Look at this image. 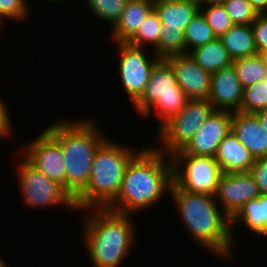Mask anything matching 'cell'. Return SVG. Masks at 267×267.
Instances as JSON below:
<instances>
[{"label":"cell","instance_id":"obj_12","mask_svg":"<svg viewBox=\"0 0 267 267\" xmlns=\"http://www.w3.org/2000/svg\"><path fill=\"white\" fill-rule=\"evenodd\" d=\"M233 112L213 110L192 140L174 155H196L215 157L220 142L232 131Z\"/></svg>","mask_w":267,"mask_h":267},{"label":"cell","instance_id":"obj_21","mask_svg":"<svg viewBox=\"0 0 267 267\" xmlns=\"http://www.w3.org/2000/svg\"><path fill=\"white\" fill-rule=\"evenodd\" d=\"M219 39L232 60L258 54L251 25H233Z\"/></svg>","mask_w":267,"mask_h":267},{"label":"cell","instance_id":"obj_35","mask_svg":"<svg viewBox=\"0 0 267 267\" xmlns=\"http://www.w3.org/2000/svg\"><path fill=\"white\" fill-rule=\"evenodd\" d=\"M252 8L258 14H267V0H249Z\"/></svg>","mask_w":267,"mask_h":267},{"label":"cell","instance_id":"obj_34","mask_svg":"<svg viewBox=\"0 0 267 267\" xmlns=\"http://www.w3.org/2000/svg\"><path fill=\"white\" fill-rule=\"evenodd\" d=\"M250 173L255 178L260 193L267 196V157L255 159Z\"/></svg>","mask_w":267,"mask_h":267},{"label":"cell","instance_id":"obj_9","mask_svg":"<svg viewBox=\"0 0 267 267\" xmlns=\"http://www.w3.org/2000/svg\"><path fill=\"white\" fill-rule=\"evenodd\" d=\"M173 184L191 193L215 196L223 173L214 157L196 155H172Z\"/></svg>","mask_w":267,"mask_h":267},{"label":"cell","instance_id":"obj_18","mask_svg":"<svg viewBox=\"0 0 267 267\" xmlns=\"http://www.w3.org/2000/svg\"><path fill=\"white\" fill-rule=\"evenodd\" d=\"M214 158L226 173L250 172L255 162L254 156L232 131L220 142Z\"/></svg>","mask_w":267,"mask_h":267},{"label":"cell","instance_id":"obj_38","mask_svg":"<svg viewBox=\"0 0 267 267\" xmlns=\"http://www.w3.org/2000/svg\"><path fill=\"white\" fill-rule=\"evenodd\" d=\"M258 54L261 56L264 66L267 69V51L259 52Z\"/></svg>","mask_w":267,"mask_h":267},{"label":"cell","instance_id":"obj_29","mask_svg":"<svg viewBox=\"0 0 267 267\" xmlns=\"http://www.w3.org/2000/svg\"><path fill=\"white\" fill-rule=\"evenodd\" d=\"M267 109V82L260 80L243 89L240 112L255 113Z\"/></svg>","mask_w":267,"mask_h":267},{"label":"cell","instance_id":"obj_40","mask_svg":"<svg viewBox=\"0 0 267 267\" xmlns=\"http://www.w3.org/2000/svg\"><path fill=\"white\" fill-rule=\"evenodd\" d=\"M0 267H10L6 260L4 261V259L2 258V255L0 254Z\"/></svg>","mask_w":267,"mask_h":267},{"label":"cell","instance_id":"obj_10","mask_svg":"<svg viewBox=\"0 0 267 267\" xmlns=\"http://www.w3.org/2000/svg\"><path fill=\"white\" fill-rule=\"evenodd\" d=\"M115 45L119 51V64H117L119 78L124 92L133 105L144 93L153 67L160 58L153 51L149 54L148 48L134 46L128 42Z\"/></svg>","mask_w":267,"mask_h":267},{"label":"cell","instance_id":"obj_33","mask_svg":"<svg viewBox=\"0 0 267 267\" xmlns=\"http://www.w3.org/2000/svg\"><path fill=\"white\" fill-rule=\"evenodd\" d=\"M1 96V95H0ZM10 109L4 99L0 97V139L9 141L15 136L13 119L11 117ZM14 135V136H13Z\"/></svg>","mask_w":267,"mask_h":267},{"label":"cell","instance_id":"obj_37","mask_svg":"<svg viewBox=\"0 0 267 267\" xmlns=\"http://www.w3.org/2000/svg\"><path fill=\"white\" fill-rule=\"evenodd\" d=\"M226 0H199L200 4L223 3Z\"/></svg>","mask_w":267,"mask_h":267},{"label":"cell","instance_id":"obj_8","mask_svg":"<svg viewBox=\"0 0 267 267\" xmlns=\"http://www.w3.org/2000/svg\"><path fill=\"white\" fill-rule=\"evenodd\" d=\"M213 110L207 99L189 100L179 113L158 129L154 140L157 143L152 145L170 157L182 151Z\"/></svg>","mask_w":267,"mask_h":267},{"label":"cell","instance_id":"obj_11","mask_svg":"<svg viewBox=\"0 0 267 267\" xmlns=\"http://www.w3.org/2000/svg\"><path fill=\"white\" fill-rule=\"evenodd\" d=\"M32 139L19 145L17 152L48 179L56 181L65 189V160L60 145L44 129Z\"/></svg>","mask_w":267,"mask_h":267},{"label":"cell","instance_id":"obj_26","mask_svg":"<svg viewBox=\"0 0 267 267\" xmlns=\"http://www.w3.org/2000/svg\"><path fill=\"white\" fill-rule=\"evenodd\" d=\"M159 58L171 55L186 54L184 31L167 29L162 25L158 45L152 50Z\"/></svg>","mask_w":267,"mask_h":267},{"label":"cell","instance_id":"obj_42","mask_svg":"<svg viewBox=\"0 0 267 267\" xmlns=\"http://www.w3.org/2000/svg\"><path fill=\"white\" fill-rule=\"evenodd\" d=\"M265 82H267V73H266V75H265V77H264V79H263Z\"/></svg>","mask_w":267,"mask_h":267},{"label":"cell","instance_id":"obj_20","mask_svg":"<svg viewBox=\"0 0 267 267\" xmlns=\"http://www.w3.org/2000/svg\"><path fill=\"white\" fill-rule=\"evenodd\" d=\"M240 221L253 235L267 236V196L261 194L259 197L251 199L231 218L232 238L236 247H238L239 242L235 237L236 233L234 234L233 228L235 229L236 223L239 224Z\"/></svg>","mask_w":267,"mask_h":267},{"label":"cell","instance_id":"obj_17","mask_svg":"<svg viewBox=\"0 0 267 267\" xmlns=\"http://www.w3.org/2000/svg\"><path fill=\"white\" fill-rule=\"evenodd\" d=\"M153 8L154 0H129L119 20L109 29L110 42H128Z\"/></svg>","mask_w":267,"mask_h":267},{"label":"cell","instance_id":"obj_32","mask_svg":"<svg viewBox=\"0 0 267 267\" xmlns=\"http://www.w3.org/2000/svg\"><path fill=\"white\" fill-rule=\"evenodd\" d=\"M251 26L258 53L267 51V14H258Z\"/></svg>","mask_w":267,"mask_h":267},{"label":"cell","instance_id":"obj_3","mask_svg":"<svg viewBox=\"0 0 267 267\" xmlns=\"http://www.w3.org/2000/svg\"><path fill=\"white\" fill-rule=\"evenodd\" d=\"M82 211H85L83 215L86 213L81 221L82 243L92 266L120 267L136 246L134 215L113 212L107 208Z\"/></svg>","mask_w":267,"mask_h":267},{"label":"cell","instance_id":"obj_22","mask_svg":"<svg viewBox=\"0 0 267 267\" xmlns=\"http://www.w3.org/2000/svg\"><path fill=\"white\" fill-rule=\"evenodd\" d=\"M188 54L201 68L211 74L231 65L233 61L219 38L191 50Z\"/></svg>","mask_w":267,"mask_h":267},{"label":"cell","instance_id":"obj_15","mask_svg":"<svg viewBox=\"0 0 267 267\" xmlns=\"http://www.w3.org/2000/svg\"><path fill=\"white\" fill-rule=\"evenodd\" d=\"M243 98V88L233 64L212 73L211 89L207 100L214 110L238 112Z\"/></svg>","mask_w":267,"mask_h":267},{"label":"cell","instance_id":"obj_14","mask_svg":"<svg viewBox=\"0 0 267 267\" xmlns=\"http://www.w3.org/2000/svg\"><path fill=\"white\" fill-rule=\"evenodd\" d=\"M174 69L177 84L190 100L207 99L211 89V73L201 68L189 54L165 58Z\"/></svg>","mask_w":267,"mask_h":267},{"label":"cell","instance_id":"obj_36","mask_svg":"<svg viewBox=\"0 0 267 267\" xmlns=\"http://www.w3.org/2000/svg\"><path fill=\"white\" fill-rule=\"evenodd\" d=\"M254 114L267 132V109L259 110Z\"/></svg>","mask_w":267,"mask_h":267},{"label":"cell","instance_id":"obj_2","mask_svg":"<svg viewBox=\"0 0 267 267\" xmlns=\"http://www.w3.org/2000/svg\"><path fill=\"white\" fill-rule=\"evenodd\" d=\"M172 183L171 157L148 145L127 165L120 191L107 209L135 215L170 195Z\"/></svg>","mask_w":267,"mask_h":267},{"label":"cell","instance_id":"obj_4","mask_svg":"<svg viewBox=\"0 0 267 267\" xmlns=\"http://www.w3.org/2000/svg\"><path fill=\"white\" fill-rule=\"evenodd\" d=\"M72 120V121H71ZM58 118L44 130L60 145L65 160V190L74 199L90 179L92 161L108 138L92 117Z\"/></svg>","mask_w":267,"mask_h":267},{"label":"cell","instance_id":"obj_16","mask_svg":"<svg viewBox=\"0 0 267 267\" xmlns=\"http://www.w3.org/2000/svg\"><path fill=\"white\" fill-rule=\"evenodd\" d=\"M232 132L255 159L267 157V132L255 114L233 112Z\"/></svg>","mask_w":267,"mask_h":267},{"label":"cell","instance_id":"obj_28","mask_svg":"<svg viewBox=\"0 0 267 267\" xmlns=\"http://www.w3.org/2000/svg\"><path fill=\"white\" fill-rule=\"evenodd\" d=\"M200 12L216 38L226 33L234 25L222 3L200 4Z\"/></svg>","mask_w":267,"mask_h":267},{"label":"cell","instance_id":"obj_31","mask_svg":"<svg viewBox=\"0 0 267 267\" xmlns=\"http://www.w3.org/2000/svg\"><path fill=\"white\" fill-rule=\"evenodd\" d=\"M222 4L234 25H251L258 15L249 0H226Z\"/></svg>","mask_w":267,"mask_h":267},{"label":"cell","instance_id":"obj_5","mask_svg":"<svg viewBox=\"0 0 267 267\" xmlns=\"http://www.w3.org/2000/svg\"><path fill=\"white\" fill-rule=\"evenodd\" d=\"M129 144L107 138L98 148L92 161L90 179L74 198L76 211L88 208H107L118 195L124 172L139 152Z\"/></svg>","mask_w":267,"mask_h":267},{"label":"cell","instance_id":"obj_24","mask_svg":"<svg viewBox=\"0 0 267 267\" xmlns=\"http://www.w3.org/2000/svg\"><path fill=\"white\" fill-rule=\"evenodd\" d=\"M215 38L216 36L207 24L205 17L199 11L184 31L186 54L197 47L213 41Z\"/></svg>","mask_w":267,"mask_h":267},{"label":"cell","instance_id":"obj_27","mask_svg":"<svg viewBox=\"0 0 267 267\" xmlns=\"http://www.w3.org/2000/svg\"><path fill=\"white\" fill-rule=\"evenodd\" d=\"M128 2L129 0H84L83 3L88 6L87 9L91 10L93 16L95 15L106 24L109 23L110 29L119 20Z\"/></svg>","mask_w":267,"mask_h":267},{"label":"cell","instance_id":"obj_19","mask_svg":"<svg viewBox=\"0 0 267 267\" xmlns=\"http://www.w3.org/2000/svg\"><path fill=\"white\" fill-rule=\"evenodd\" d=\"M154 9L167 29L185 31L200 11L199 0H154Z\"/></svg>","mask_w":267,"mask_h":267},{"label":"cell","instance_id":"obj_41","mask_svg":"<svg viewBox=\"0 0 267 267\" xmlns=\"http://www.w3.org/2000/svg\"><path fill=\"white\" fill-rule=\"evenodd\" d=\"M67 1H68V2H71V1H72V2L74 1V2H75V0H66L65 2H67ZM77 1H79V0H76V2H77ZM80 1H81V0H80Z\"/></svg>","mask_w":267,"mask_h":267},{"label":"cell","instance_id":"obj_23","mask_svg":"<svg viewBox=\"0 0 267 267\" xmlns=\"http://www.w3.org/2000/svg\"><path fill=\"white\" fill-rule=\"evenodd\" d=\"M232 64L243 89L263 80L267 73V69L259 54L252 57L235 59L232 61Z\"/></svg>","mask_w":267,"mask_h":267},{"label":"cell","instance_id":"obj_30","mask_svg":"<svg viewBox=\"0 0 267 267\" xmlns=\"http://www.w3.org/2000/svg\"><path fill=\"white\" fill-rule=\"evenodd\" d=\"M30 5L27 0H0V28L6 21H27L30 19Z\"/></svg>","mask_w":267,"mask_h":267},{"label":"cell","instance_id":"obj_25","mask_svg":"<svg viewBox=\"0 0 267 267\" xmlns=\"http://www.w3.org/2000/svg\"><path fill=\"white\" fill-rule=\"evenodd\" d=\"M162 23L155 9L153 8L147 17L141 23L137 33L128 41L129 44L148 48L150 44L151 51L158 45Z\"/></svg>","mask_w":267,"mask_h":267},{"label":"cell","instance_id":"obj_7","mask_svg":"<svg viewBox=\"0 0 267 267\" xmlns=\"http://www.w3.org/2000/svg\"><path fill=\"white\" fill-rule=\"evenodd\" d=\"M22 156L16 161L15 168L20 189L21 202L29 208L50 209L55 206L66 210L76 212L74 199L63 188L62 185L54 180L48 179L41 171H38L20 152L17 154ZM19 164H18V163Z\"/></svg>","mask_w":267,"mask_h":267},{"label":"cell","instance_id":"obj_1","mask_svg":"<svg viewBox=\"0 0 267 267\" xmlns=\"http://www.w3.org/2000/svg\"><path fill=\"white\" fill-rule=\"evenodd\" d=\"M169 196L192 240L218 259L234 261L237 247L232 238L231 218L218 206L215 196L181 190L173 183Z\"/></svg>","mask_w":267,"mask_h":267},{"label":"cell","instance_id":"obj_6","mask_svg":"<svg viewBox=\"0 0 267 267\" xmlns=\"http://www.w3.org/2000/svg\"><path fill=\"white\" fill-rule=\"evenodd\" d=\"M189 100L177 84L171 64L165 58H160L153 67L144 93L132 107L142 119L148 120L155 114L159 129L179 113Z\"/></svg>","mask_w":267,"mask_h":267},{"label":"cell","instance_id":"obj_13","mask_svg":"<svg viewBox=\"0 0 267 267\" xmlns=\"http://www.w3.org/2000/svg\"><path fill=\"white\" fill-rule=\"evenodd\" d=\"M260 195L259 186L250 172H223L215 199L222 210L232 218L245 203Z\"/></svg>","mask_w":267,"mask_h":267},{"label":"cell","instance_id":"obj_39","mask_svg":"<svg viewBox=\"0 0 267 267\" xmlns=\"http://www.w3.org/2000/svg\"><path fill=\"white\" fill-rule=\"evenodd\" d=\"M43 1L46 2V3H48V4H49V3H51V4H52V3L56 4V3H58V2H59L60 4H61L62 2H63L62 4H65V3H64L65 0H43Z\"/></svg>","mask_w":267,"mask_h":267}]
</instances>
